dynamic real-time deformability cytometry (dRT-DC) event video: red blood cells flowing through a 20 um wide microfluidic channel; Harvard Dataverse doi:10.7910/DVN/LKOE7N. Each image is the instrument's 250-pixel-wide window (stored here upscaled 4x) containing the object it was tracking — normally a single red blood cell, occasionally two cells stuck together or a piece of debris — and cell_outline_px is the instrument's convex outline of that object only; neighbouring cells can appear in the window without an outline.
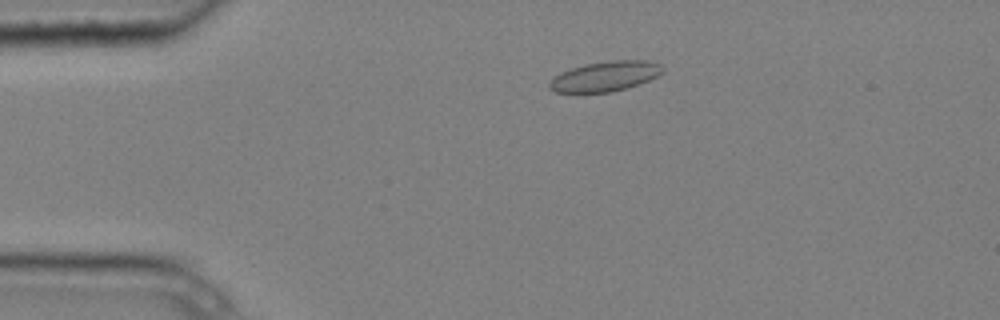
{"species": "common noctule bat (a hibernating species)", "species_latin": "Nyctalus noctula", "temperature_condition": "cold", "stored_images_in_passage": 6, "camera_frame_rate_fps": 3000, "um_per_image_px": 0.085, "animal": {"sex": "male", "body_mass_g": 20.4}, "frame": {"image": 1, "passage_image": 3, "time_ms": 0.667, "image_size_px": [1000, 320], "cell_outline_px": [[664, 72], [640, 84], [612, 92], [556, 92], [548, 88], [548, 84], [560, 72], [584, 64], [608, 60], [648, 60], [660, 64], [664, 68]], "centroid_in_image_um": [51.46, 6.47], "position_along_channel_um": 33.5, "area_um2": 19.83}}
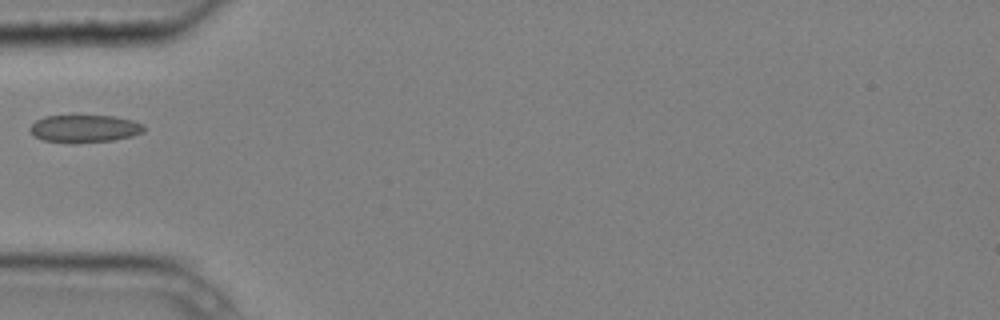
{"frame": {"image": 2, "passage_image": 5, "time_ms": 1.333, "image_size_px": [1000, 320], "cell_outline_px": [[144, 132], [132, 136], [112, 140], [76, 144], [72, 144], [44, 140], [36, 136], [28, 128], [36, 120], [44, 116], [116, 116], [132, 120], [144, 124]], "centroid_in_image_um": [7.2, 10.94], "position_along_channel_um": 77.8, "area_um2": 18.44}}
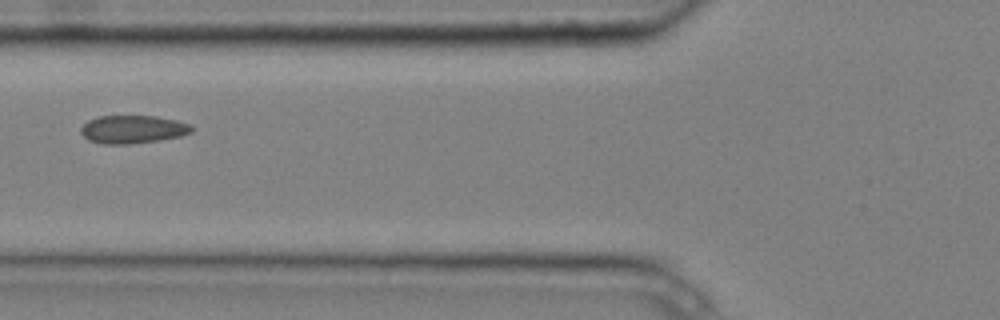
{"frame": {"image": 3, "passage_image": 6, "time_ms": 1.667, "image_size_px": [1000, 320], "cell_outline_px": [[196, 128], [192, 132], [180, 136], [160, 140], [128, 144], [104, 144], [88, 140], [80, 132], [80, 128], [88, 120], [100, 116], [156, 116], [176, 120], [192, 124]], "centroid_in_image_um": [11.32, 10.99], "position_along_channel_um": 114.5, "area_um2": 18.26}}